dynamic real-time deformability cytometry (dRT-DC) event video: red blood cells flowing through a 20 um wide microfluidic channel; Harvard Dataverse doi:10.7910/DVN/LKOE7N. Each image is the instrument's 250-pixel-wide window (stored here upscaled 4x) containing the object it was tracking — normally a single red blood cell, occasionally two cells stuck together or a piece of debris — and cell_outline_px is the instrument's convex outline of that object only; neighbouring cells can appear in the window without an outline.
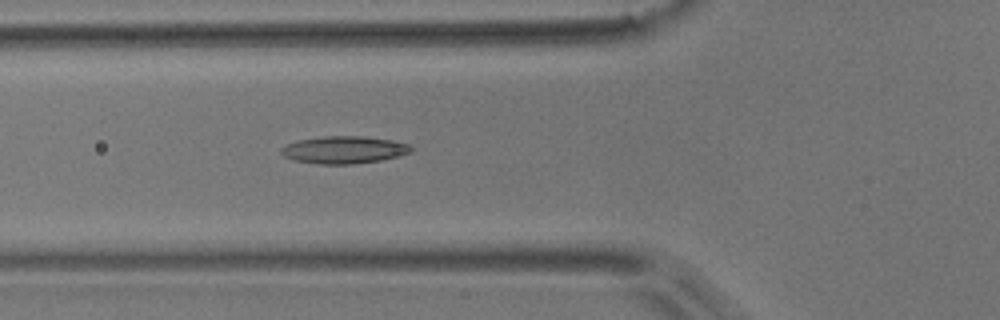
{"species": "common noctule bat (a hibernating species)", "species_latin": "Nyctalus noctula", "temperature_condition": "room temperature", "stored_images_in_passage": 3, "camera_frame_rate_fps": 3000, "um_per_image_px": 0.085, "animal": {"sex": "male", "body_mass_g": 17.9}, "frame": {"image": 1, "passage_image": 3, "time_ms": 0.667, "image_size_px": [1000, 320], "cell_outline_px": [[412, 152], [400, 156], [380, 160], [352, 164], [320, 164], [292, 160], [284, 156], [280, 152], [280, 148], [288, 144], [300, 140], [324, 136], [364, 136], [392, 140], [408, 144], [412, 148]], "centroid_in_image_um": [29.25, 12.74], "position_along_channel_um": 96.6, "area_um2": 20.69}}